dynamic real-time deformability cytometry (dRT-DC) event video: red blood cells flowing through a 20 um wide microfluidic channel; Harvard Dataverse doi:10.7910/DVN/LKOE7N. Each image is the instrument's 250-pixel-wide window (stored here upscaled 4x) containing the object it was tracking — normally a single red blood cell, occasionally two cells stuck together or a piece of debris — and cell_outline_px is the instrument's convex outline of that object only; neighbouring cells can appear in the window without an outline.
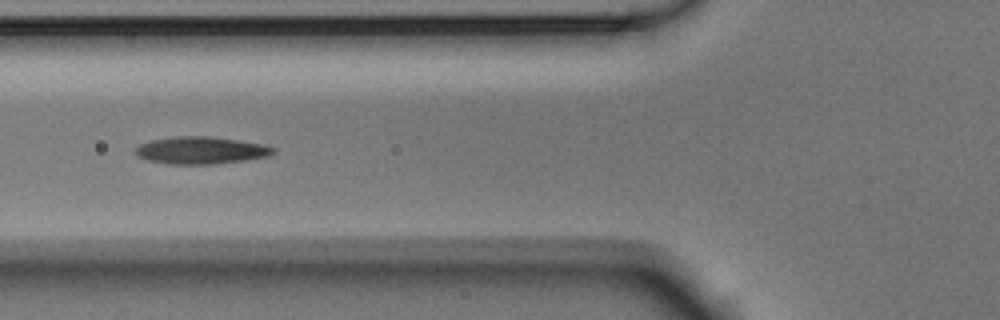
{"species": "Egyptian fruit bat (a non-hibernating species)", "species_latin": "Rousettus aegyptiacus", "temperature_condition": "room temperature", "stored_images_in_passage": 9, "camera_frame_rate_fps": 3000, "um_per_image_px": 0.085, "animal": {"sex": "male"}, "frame": {"image": 1, "passage_image": 4, "time_ms": 1.0, "image_size_px": [1000, 320], "cell_outline_px": [[276, 152], [268, 156], [244, 160], [216, 164], [172, 164], [148, 160], [132, 152], [140, 144], [148, 140], [172, 136], [208, 136], [264, 144], [276, 148]], "centroid_in_image_um": [17.07, 12.77], "position_along_channel_um": 108.7, "area_um2": 21.96}}
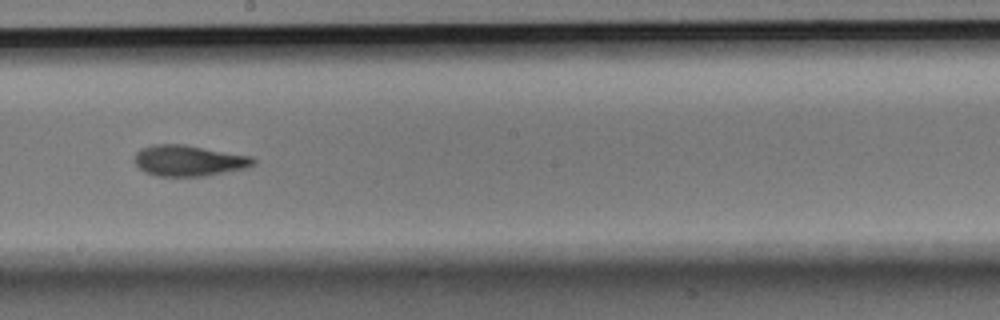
{"frame": {"image": 2, "passage_image": 7, "time_ms": 2.0, "image_size_px": [1000, 320], "cell_outline_px": [[256, 164], [244, 168], [204, 176], [156, 176], [144, 172], [136, 164], [136, 152], [140, 148], [156, 144], [184, 144], [252, 156], [256, 160]], "centroid_in_image_um": [16.05, 13.65], "position_along_channel_um": 232.1, "area_um2": 21.33}}
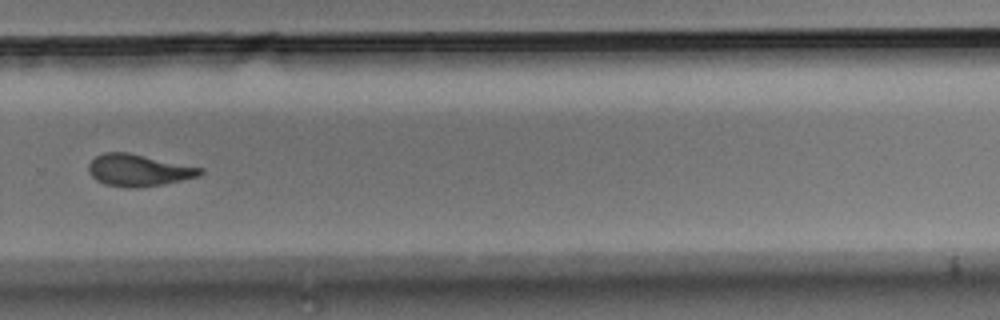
{"frame": {"image": 3, "passage_image": 9, "time_ms": 2.667, "image_size_px": [1000, 320], "cell_outline_px": [[204, 172], [200, 176], [164, 184], [140, 188], [128, 188], [104, 184], [96, 180], [88, 172], [88, 164], [96, 156], [104, 152], [128, 152], [204, 168]], "centroid_in_image_um": [11.78, 14.47], "position_along_channel_um": 318.0, "area_um2": 20.98}}